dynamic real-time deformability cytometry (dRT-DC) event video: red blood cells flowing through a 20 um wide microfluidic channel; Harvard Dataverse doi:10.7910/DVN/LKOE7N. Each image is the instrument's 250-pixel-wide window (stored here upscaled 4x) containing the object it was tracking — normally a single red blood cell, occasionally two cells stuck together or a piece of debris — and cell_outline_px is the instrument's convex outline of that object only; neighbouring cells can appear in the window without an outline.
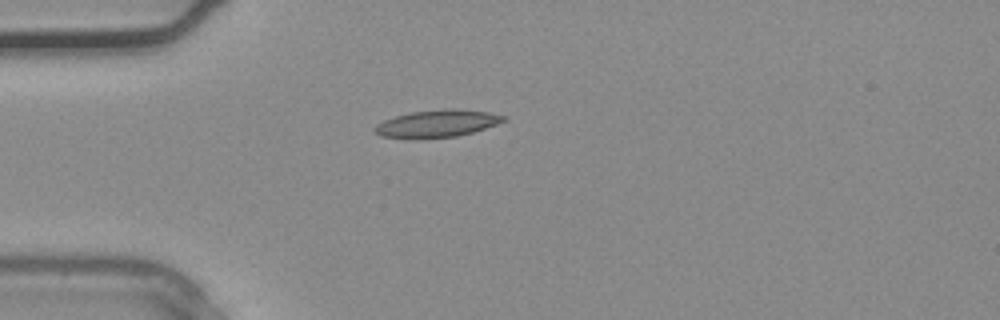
{"species": "common noctule bat (a hibernating species)", "species_latin": "Nyctalus noctula", "temperature_condition": "warm", "stored_images_in_passage": 31, "camera_frame_rate_fps": 3000, "um_per_image_px": 0.085, "animal": {"sex": "male", "body_mass_g": 20.4}, "frame": {"image": 1, "passage_image": 5, "time_ms": 1.333, "image_size_px": [1000, 320], "cell_outline_px": [[508, 120], [472, 132], [456, 136], [424, 140], [412, 140], [380, 136], [372, 128], [376, 124], [384, 120], [396, 116], [412, 112], [452, 108], [488, 112], [508, 116]], "centroid_in_image_um": [37.12, 10.53], "position_along_channel_um": 47.9, "area_um2": 20.87}}